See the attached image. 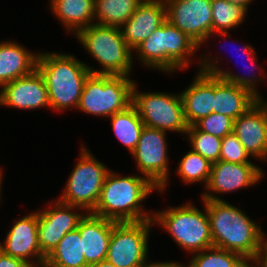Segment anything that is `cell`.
<instances>
[{"label": "cell", "mask_w": 267, "mask_h": 267, "mask_svg": "<svg viewBox=\"0 0 267 267\" xmlns=\"http://www.w3.org/2000/svg\"><path fill=\"white\" fill-rule=\"evenodd\" d=\"M159 188L147 177L137 174L122 176L110 170L105 178L94 215L115 222H138L153 219L152 210L143 208L142 201Z\"/></svg>", "instance_id": "6da1fadb"}, {"label": "cell", "mask_w": 267, "mask_h": 267, "mask_svg": "<svg viewBox=\"0 0 267 267\" xmlns=\"http://www.w3.org/2000/svg\"><path fill=\"white\" fill-rule=\"evenodd\" d=\"M206 204L213 246L257 257L265 233L258 222L227 201L202 200Z\"/></svg>", "instance_id": "7a4b0ae2"}, {"label": "cell", "mask_w": 267, "mask_h": 267, "mask_svg": "<svg viewBox=\"0 0 267 267\" xmlns=\"http://www.w3.org/2000/svg\"><path fill=\"white\" fill-rule=\"evenodd\" d=\"M38 52L37 69L46 83L50 109L62 112L73 107L76 110L91 74L86 63L70 53Z\"/></svg>", "instance_id": "3957f363"}, {"label": "cell", "mask_w": 267, "mask_h": 267, "mask_svg": "<svg viewBox=\"0 0 267 267\" xmlns=\"http://www.w3.org/2000/svg\"><path fill=\"white\" fill-rule=\"evenodd\" d=\"M198 49L200 47L190 37L166 20L134 52L143 67L171 74L189 69L190 60Z\"/></svg>", "instance_id": "277c9868"}, {"label": "cell", "mask_w": 267, "mask_h": 267, "mask_svg": "<svg viewBox=\"0 0 267 267\" xmlns=\"http://www.w3.org/2000/svg\"><path fill=\"white\" fill-rule=\"evenodd\" d=\"M76 38L102 67L86 66L92 74L128 76L133 68V51L128 47L119 27L93 23L75 34Z\"/></svg>", "instance_id": "5b68a950"}, {"label": "cell", "mask_w": 267, "mask_h": 267, "mask_svg": "<svg viewBox=\"0 0 267 267\" xmlns=\"http://www.w3.org/2000/svg\"><path fill=\"white\" fill-rule=\"evenodd\" d=\"M204 212L191 202L153 211V222L162 226L174 242L191 255L213 246L206 204Z\"/></svg>", "instance_id": "8992f818"}, {"label": "cell", "mask_w": 267, "mask_h": 267, "mask_svg": "<svg viewBox=\"0 0 267 267\" xmlns=\"http://www.w3.org/2000/svg\"><path fill=\"white\" fill-rule=\"evenodd\" d=\"M135 80L128 76L90 74L84 84L77 110L110 117L132 105Z\"/></svg>", "instance_id": "52a82bcc"}, {"label": "cell", "mask_w": 267, "mask_h": 267, "mask_svg": "<svg viewBox=\"0 0 267 267\" xmlns=\"http://www.w3.org/2000/svg\"><path fill=\"white\" fill-rule=\"evenodd\" d=\"M81 147L80 157L65 183L63 193L57 198L65 204L92 212L97 206L105 178L111 169L98 161L84 144Z\"/></svg>", "instance_id": "ba28073f"}, {"label": "cell", "mask_w": 267, "mask_h": 267, "mask_svg": "<svg viewBox=\"0 0 267 267\" xmlns=\"http://www.w3.org/2000/svg\"><path fill=\"white\" fill-rule=\"evenodd\" d=\"M132 105L137 109L144 125L168 132L186 134L188 124L180 93L140 92L137 82L132 91Z\"/></svg>", "instance_id": "9c48e42d"}, {"label": "cell", "mask_w": 267, "mask_h": 267, "mask_svg": "<svg viewBox=\"0 0 267 267\" xmlns=\"http://www.w3.org/2000/svg\"><path fill=\"white\" fill-rule=\"evenodd\" d=\"M153 227V219L116 222L105 260L116 267H145L149 262L148 239Z\"/></svg>", "instance_id": "30bf717a"}, {"label": "cell", "mask_w": 267, "mask_h": 267, "mask_svg": "<svg viewBox=\"0 0 267 267\" xmlns=\"http://www.w3.org/2000/svg\"><path fill=\"white\" fill-rule=\"evenodd\" d=\"M167 132L144 125L137 147L131 154L136 167L147 177L159 192L166 191L170 181Z\"/></svg>", "instance_id": "8fae6325"}, {"label": "cell", "mask_w": 267, "mask_h": 267, "mask_svg": "<svg viewBox=\"0 0 267 267\" xmlns=\"http://www.w3.org/2000/svg\"><path fill=\"white\" fill-rule=\"evenodd\" d=\"M84 211L79 206L65 204L58 199L50 201L43 210H38V242L45 257L68 232L78 228L80 220L87 213Z\"/></svg>", "instance_id": "7c38bea8"}, {"label": "cell", "mask_w": 267, "mask_h": 267, "mask_svg": "<svg viewBox=\"0 0 267 267\" xmlns=\"http://www.w3.org/2000/svg\"><path fill=\"white\" fill-rule=\"evenodd\" d=\"M166 20L199 47L212 34L211 0H165Z\"/></svg>", "instance_id": "4fadbf2b"}, {"label": "cell", "mask_w": 267, "mask_h": 267, "mask_svg": "<svg viewBox=\"0 0 267 267\" xmlns=\"http://www.w3.org/2000/svg\"><path fill=\"white\" fill-rule=\"evenodd\" d=\"M264 173L263 169L254 163L235 164L219 160L212 163L210 179L201 199L224 201L214 194H226L251 188L261 182Z\"/></svg>", "instance_id": "5bb4252c"}, {"label": "cell", "mask_w": 267, "mask_h": 267, "mask_svg": "<svg viewBox=\"0 0 267 267\" xmlns=\"http://www.w3.org/2000/svg\"><path fill=\"white\" fill-rule=\"evenodd\" d=\"M12 224L4 242L0 243V250L25 260L33 267L44 266L46 257L41 253L38 242V210L22 216Z\"/></svg>", "instance_id": "9a60e30c"}, {"label": "cell", "mask_w": 267, "mask_h": 267, "mask_svg": "<svg viewBox=\"0 0 267 267\" xmlns=\"http://www.w3.org/2000/svg\"><path fill=\"white\" fill-rule=\"evenodd\" d=\"M0 106L32 111L50 108L46 83L38 69L4 84L0 89Z\"/></svg>", "instance_id": "2e32d148"}, {"label": "cell", "mask_w": 267, "mask_h": 267, "mask_svg": "<svg viewBox=\"0 0 267 267\" xmlns=\"http://www.w3.org/2000/svg\"><path fill=\"white\" fill-rule=\"evenodd\" d=\"M259 99L234 120L233 133L258 162H267V100ZM259 158V159H258Z\"/></svg>", "instance_id": "e0dca14e"}, {"label": "cell", "mask_w": 267, "mask_h": 267, "mask_svg": "<svg viewBox=\"0 0 267 267\" xmlns=\"http://www.w3.org/2000/svg\"><path fill=\"white\" fill-rule=\"evenodd\" d=\"M165 21V0H143L120 29L128 47L134 51Z\"/></svg>", "instance_id": "ac0fdd59"}, {"label": "cell", "mask_w": 267, "mask_h": 267, "mask_svg": "<svg viewBox=\"0 0 267 267\" xmlns=\"http://www.w3.org/2000/svg\"><path fill=\"white\" fill-rule=\"evenodd\" d=\"M187 88L180 92L188 126L214 112L215 75L198 71Z\"/></svg>", "instance_id": "d6986e66"}, {"label": "cell", "mask_w": 267, "mask_h": 267, "mask_svg": "<svg viewBox=\"0 0 267 267\" xmlns=\"http://www.w3.org/2000/svg\"><path fill=\"white\" fill-rule=\"evenodd\" d=\"M116 222L87 212L80 220L78 230L83 253L88 265L106 259L112 229Z\"/></svg>", "instance_id": "ffe728a7"}, {"label": "cell", "mask_w": 267, "mask_h": 267, "mask_svg": "<svg viewBox=\"0 0 267 267\" xmlns=\"http://www.w3.org/2000/svg\"><path fill=\"white\" fill-rule=\"evenodd\" d=\"M22 45L9 39L0 41V88L37 68L39 53L29 51Z\"/></svg>", "instance_id": "44dd1931"}, {"label": "cell", "mask_w": 267, "mask_h": 267, "mask_svg": "<svg viewBox=\"0 0 267 267\" xmlns=\"http://www.w3.org/2000/svg\"><path fill=\"white\" fill-rule=\"evenodd\" d=\"M258 100L248 89L215 76L214 113L236 120Z\"/></svg>", "instance_id": "7402d4cb"}, {"label": "cell", "mask_w": 267, "mask_h": 267, "mask_svg": "<svg viewBox=\"0 0 267 267\" xmlns=\"http://www.w3.org/2000/svg\"><path fill=\"white\" fill-rule=\"evenodd\" d=\"M49 9L65 31L76 34L95 23V0H50Z\"/></svg>", "instance_id": "603a6c76"}, {"label": "cell", "mask_w": 267, "mask_h": 267, "mask_svg": "<svg viewBox=\"0 0 267 267\" xmlns=\"http://www.w3.org/2000/svg\"><path fill=\"white\" fill-rule=\"evenodd\" d=\"M208 55V56H207ZM212 55L211 52L209 53H203L201 54V57H199L200 61L198 60V65L197 67H199L198 71L201 72H206V73H210L213 74L215 76H218L220 79H223L224 81H227L229 83L235 84L239 87H243L245 89H248L255 97H257L258 99H264L263 96H261L262 94H259L260 92H258L257 89V84L261 83V81L265 80L263 78L264 74L261 72V70L263 68H261L259 66V62H257V57L255 58H247V60L251 61V70H254V67H258V70H260V74L254 73L252 71V74L247 73L246 75H239L238 73L236 74L235 72L232 71H226V69H221L220 65H218L221 60L222 57H210ZM203 56V57H202ZM202 58V59H201ZM200 63V64H199ZM257 64V65H256Z\"/></svg>", "instance_id": "cb8c5ba5"}, {"label": "cell", "mask_w": 267, "mask_h": 267, "mask_svg": "<svg viewBox=\"0 0 267 267\" xmlns=\"http://www.w3.org/2000/svg\"><path fill=\"white\" fill-rule=\"evenodd\" d=\"M45 267H87L82 239L76 228L68 232L46 257Z\"/></svg>", "instance_id": "d4e9b609"}, {"label": "cell", "mask_w": 267, "mask_h": 267, "mask_svg": "<svg viewBox=\"0 0 267 267\" xmlns=\"http://www.w3.org/2000/svg\"><path fill=\"white\" fill-rule=\"evenodd\" d=\"M212 9V34L208 39L215 38L217 33L226 39L231 37L229 30L238 28L245 21L248 11L245 7L229 2L228 0H211ZM215 33V35H214ZM230 35V36H229ZM206 43V44H205Z\"/></svg>", "instance_id": "484cf974"}, {"label": "cell", "mask_w": 267, "mask_h": 267, "mask_svg": "<svg viewBox=\"0 0 267 267\" xmlns=\"http://www.w3.org/2000/svg\"><path fill=\"white\" fill-rule=\"evenodd\" d=\"M109 118L115 137L132 154L137 147L144 128V123L137 109L133 105H130L126 110L115 113Z\"/></svg>", "instance_id": "4316f807"}, {"label": "cell", "mask_w": 267, "mask_h": 267, "mask_svg": "<svg viewBox=\"0 0 267 267\" xmlns=\"http://www.w3.org/2000/svg\"><path fill=\"white\" fill-rule=\"evenodd\" d=\"M143 0H95V23L121 27Z\"/></svg>", "instance_id": "83f0119b"}, {"label": "cell", "mask_w": 267, "mask_h": 267, "mask_svg": "<svg viewBox=\"0 0 267 267\" xmlns=\"http://www.w3.org/2000/svg\"><path fill=\"white\" fill-rule=\"evenodd\" d=\"M177 164L178 167L175 172L184 184L204 183L203 186L206 188L212 168V163L209 160L191 149L183 155Z\"/></svg>", "instance_id": "f1b7e54d"}, {"label": "cell", "mask_w": 267, "mask_h": 267, "mask_svg": "<svg viewBox=\"0 0 267 267\" xmlns=\"http://www.w3.org/2000/svg\"><path fill=\"white\" fill-rule=\"evenodd\" d=\"M243 257L235 252L210 247L191 256L190 267H236Z\"/></svg>", "instance_id": "f546056e"}, {"label": "cell", "mask_w": 267, "mask_h": 267, "mask_svg": "<svg viewBox=\"0 0 267 267\" xmlns=\"http://www.w3.org/2000/svg\"><path fill=\"white\" fill-rule=\"evenodd\" d=\"M188 136L191 149L211 163L219 161L222 139L189 126L185 136Z\"/></svg>", "instance_id": "4dcf8cb0"}, {"label": "cell", "mask_w": 267, "mask_h": 267, "mask_svg": "<svg viewBox=\"0 0 267 267\" xmlns=\"http://www.w3.org/2000/svg\"><path fill=\"white\" fill-rule=\"evenodd\" d=\"M194 126L200 131L222 139L233 132L234 119L213 112L207 117L201 118Z\"/></svg>", "instance_id": "1f68e13d"}, {"label": "cell", "mask_w": 267, "mask_h": 267, "mask_svg": "<svg viewBox=\"0 0 267 267\" xmlns=\"http://www.w3.org/2000/svg\"><path fill=\"white\" fill-rule=\"evenodd\" d=\"M250 158L251 156L233 132L222 138L219 160L235 164L254 163Z\"/></svg>", "instance_id": "d6a6232c"}, {"label": "cell", "mask_w": 267, "mask_h": 267, "mask_svg": "<svg viewBox=\"0 0 267 267\" xmlns=\"http://www.w3.org/2000/svg\"><path fill=\"white\" fill-rule=\"evenodd\" d=\"M0 267H33L25 260L12 257L0 250Z\"/></svg>", "instance_id": "836d02e7"}, {"label": "cell", "mask_w": 267, "mask_h": 267, "mask_svg": "<svg viewBox=\"0 0 267 267\" xmlns=\"http://www.w3.org/2000/svg\"><path fill=\"white\" fill-rule=\"evenodd\" d=\"M145 267H190L189 264L187 263V265H185V263L183 264L182 262L179 263V261H169V262H165V261H159V262H149L147 263V265Z\"/></svg>", "instance_id": "e575fe53"}, {"label": "cell", "mask_w": 267, "mask_h": 267, "mask_svg": "<svg viewBox=\"0 0 267 267\" xmlns=\"http://www.w3.org/2000/svg\"><path fill=\"white\" fill-rule=\"evenodd\" d=\"M236 267H263L257 257H243Z\"/></svg>", "instance_id": "d590c367"}, {"label": "cell", "mask_w": 267, "mask_h": 267, "mask_svg": "<svg viewBox=\"0 0 267 267\" xmlns=\"http://www.w3.org/2000/svg\"><path fill=\"white\" fill-rule=\"evenodd\" d=\"M267 235L265 234L257 258L262 263L263 267H267Z\"/></svg>", "instance_id": "8d00e7d4"}, {"label": "cell", "mask_w": 267, "mask_h": 267, "mask_svg": "<svg viewBox=\"0 0 267 267\" xmlns=\"http://www.w3.org/2000/svg\"><path fill=\"white\" fill-rule=\"evenodd\" d=\"M243 56L247 55V58H255L256 57V51L253 48L252 45L245 44L244 46H241ZM238 48V47H237ZM239 51V50H238Z\"/></svg>", "instance_id": "74e56055"}, {"label": "cell", "mask_w": 267, "mask_h": 267, "mask_svg": "<svg viewBox=\"0 0 267 267\" xmlns=\"http://www.w3.org/2000/svg\"><path fill=\"white\" fill-rule=\"evenodd\" d=\"M231 3L241 5L245 7L247 10L249 9V5L253 2V0H228Z\"/></svg>", "instance_id": "f35d334b"}, {"label": "cell", "mask_w": 267, "mask_h": 267, "mask_svg": "<svg viewBox=\"0 0 267 267\" xmlns=\"http://www.w3.org/2000/svg\"><path fill=\"white\" fill-rule=\"evenodd\" d=\"M87 267H116V266L108 262L107 260H104L98 263L90 264Z\"/></svg>", "instance_id": "ab89813d"}, {"label": "cell", "mask_w": 267, "mask_h": 267, "mask_svg": "<svg viewBox=\"0 0 267 267\" xmlns=\"http://www.w3.org/2000/svg\"><path fill=\"white\" fill-rule=\"evenodd\" d=\"M4 173H3V170L0 168V203H1V197H2V194H1V192H3V191H1L2 190V183H3V175Z\"/></svg>", "instance_id": "60d3db41"}]
</instances>
